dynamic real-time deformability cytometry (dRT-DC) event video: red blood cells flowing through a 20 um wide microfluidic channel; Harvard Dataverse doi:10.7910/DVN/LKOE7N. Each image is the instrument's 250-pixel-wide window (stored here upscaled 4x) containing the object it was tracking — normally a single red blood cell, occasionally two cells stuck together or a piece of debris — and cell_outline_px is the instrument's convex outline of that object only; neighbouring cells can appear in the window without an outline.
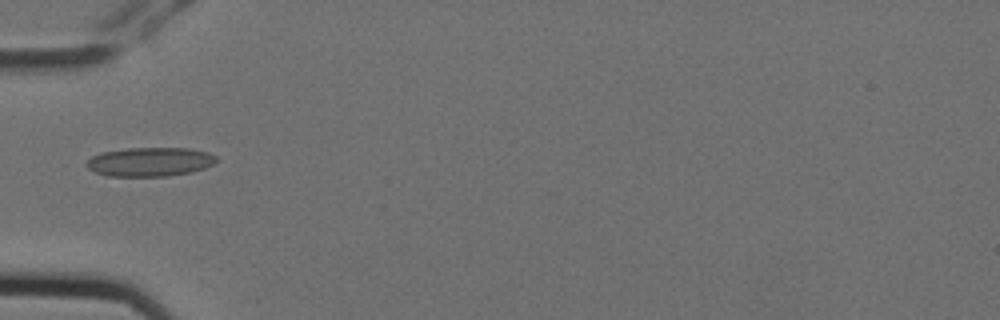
{"species": "Egyptian fruit bat (a non-hibernating species)", "species_latin": "Rousettus aegyptiacus", "temperature_condition": "cold", "stored_images_in_passage": 5, "camera_frame_rate_fps": 3000, "um_per_image_px": 0.085, "animal": {"sex": "female"}, "frame": {"image": 1, "passage_image": 5, "time_ms": 1.333, "image_size_px": [1000, 320], "cell_outline_px": [[216, 160], [212, 164], [204, 168], [192, 172], [168, 176], [108, 176], [96, 172], [88, 168], [84, 164], [92, 156], [100, 152], [128, 148], [188, 148], [208, 152], [216, 156]], "centroid_in_image_um": [12.72, 13.75], "position_along_channel_um": 72.3, "area_um2": 21.96}}